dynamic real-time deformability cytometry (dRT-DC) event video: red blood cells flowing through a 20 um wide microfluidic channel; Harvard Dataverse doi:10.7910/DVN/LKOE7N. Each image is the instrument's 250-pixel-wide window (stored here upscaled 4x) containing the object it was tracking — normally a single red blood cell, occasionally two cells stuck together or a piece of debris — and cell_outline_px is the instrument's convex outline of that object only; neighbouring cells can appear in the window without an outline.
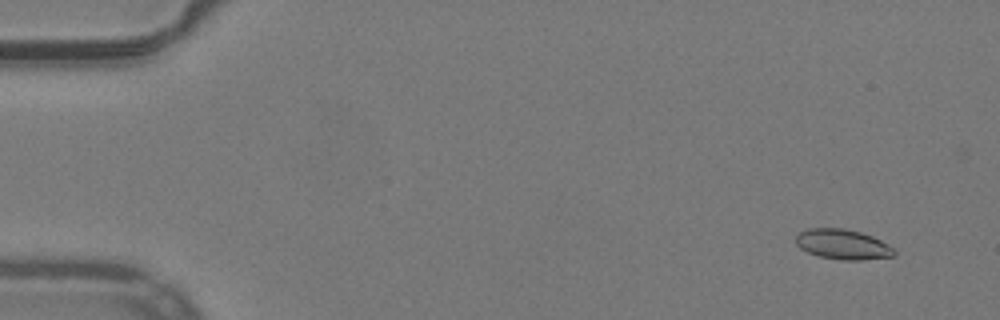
{"species": "common noctule bat (a hibernating species)", "species_latin": "Nyctalus noctula", "temperature_condition": "warm", "stored_images_in_passage": 16, "camera_frame_rate_fps": 3000, "um_per_image_px": 0.085, "animal": {"sex": "male", "body_mass_g": 19.2, "forearm_length_mm": 51.8}, "frame": {"image": 1, "passage_image": 4, "time_ms": 1.0, "image_size_px": [1000, 320], "cell_outline_px": [[896, 256], [860, 260], [840, 260], [820, 256], [808, 252], [800, 248], [796, 244], [796, 236], [800, 232], [808, 228], [844, 228], [860, 232], [872, 236], [888, 244], [896, 252]], "centroid_in_image_um": [71.64, 20.77], "position_along_channel_um": 13.4, "area_um2": 17.22}}